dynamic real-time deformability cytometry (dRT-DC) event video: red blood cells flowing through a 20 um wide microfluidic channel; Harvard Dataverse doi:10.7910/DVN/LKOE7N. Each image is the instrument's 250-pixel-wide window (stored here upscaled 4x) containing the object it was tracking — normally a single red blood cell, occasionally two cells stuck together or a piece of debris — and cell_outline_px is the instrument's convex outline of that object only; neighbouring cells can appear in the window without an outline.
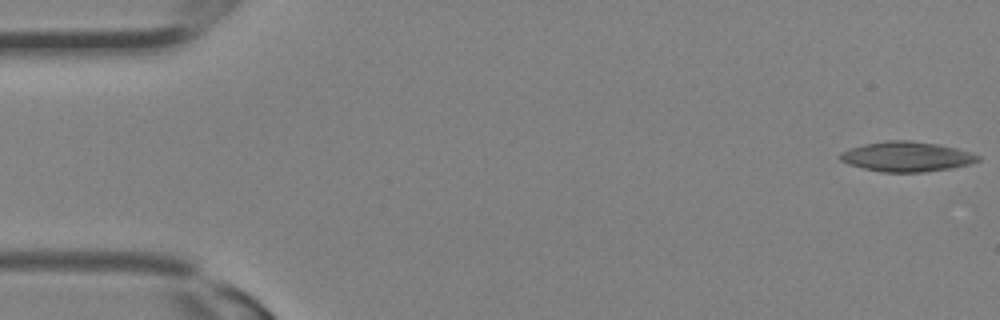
{"species": "Egyptian fruit bat (a non-hibernating species)", "species_latin": "Rousettus aegyptiacus", "temperature_condition": "room temperature", "stored_images_in_passage": 16, "camera_frame_rate_fps": 3000, "um_per_image_px": 0.085, "animal": {"sex": "female"}, "frame": {"image": 1, "passage_image": 1, "time_ms": 0.0, "image_size_px": [1000, 320], "cell_outline_px": [[980, 160], [972, 164], [952, 168], [924, 172], [880, 172], [848, 164], [840, 160], [836, 156], [840, 152], [848, 148], [864, 144], [888, 140], [912, 140], [940, 144], [956, 148], [980, 156]], "centroid_in_image_um": [77.04, 13.31], "position_along_channel_um": 8.0, "area_um2": 24.33}}
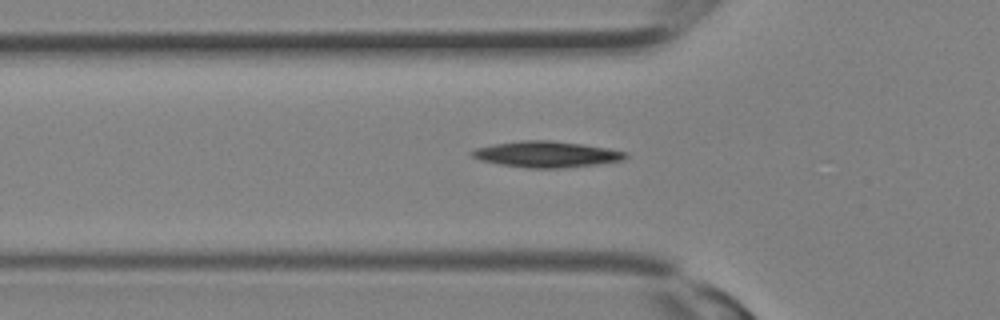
{"frame": {"image": 2, "passage_image": 11, "time_ms": 3.333, "image_size_px": [1000, 320], "cell_outline_px": [[628, 156], [624, 160], [600, 164], [564, 168], [524, 168], [500, 164], [480, 160], [472, 156], [468, 152], [476, 148], [492, 144], [520, 140], [552, 140], [608, 148], [628, 152]], "centroid_in_image_um": [46.46, 13.11], "position_along_channel_um": 79.3, "area_um2": 23.58}}
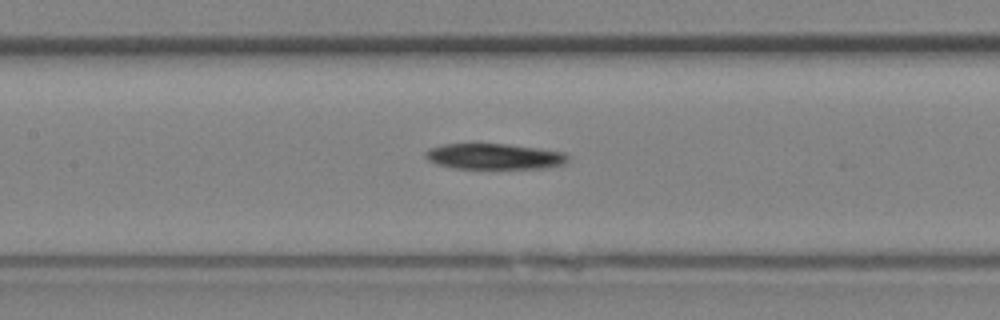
{"frame": {"image": 3, "passage_image": 15, "time_ms": 4.667, "image_size_px": [1000, 320], "cell_outline_px": [[568, 164], [544, 168], [456, 168], [436, 164], [428, 160], [424, 156], [424, 152], [428, 148], [444, 144], [508, 144], [540, 148], [564, 152], [568, 156]], "centroid_in_image_um": [42.03, 13.29], "position_along_channel_um": 165.4, "area_um2": 21.5}}